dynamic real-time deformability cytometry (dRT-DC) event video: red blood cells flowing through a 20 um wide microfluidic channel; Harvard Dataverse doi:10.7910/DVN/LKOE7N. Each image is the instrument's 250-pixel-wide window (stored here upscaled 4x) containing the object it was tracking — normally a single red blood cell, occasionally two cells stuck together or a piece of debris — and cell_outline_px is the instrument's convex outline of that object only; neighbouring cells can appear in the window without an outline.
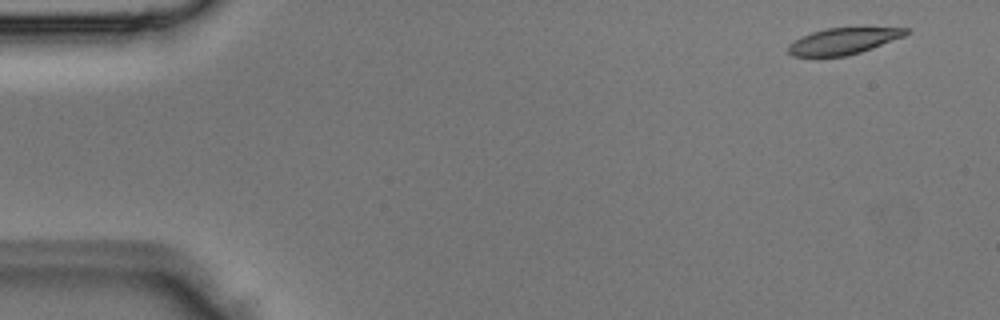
{"species": "Egyptian fruit bat (a non-hibernating species)", "species_latin": "Rousettus aegyptiacus", "temperature_condition": "room temperature", "stored_images_in_passage": 5, "segment_of_instrument_passage": [2, 2], "camera_frame_rate_fps": 3000, "um_per_image_px": 0.085, "animal": {"sex": "male"}, "frame": {"image": 1, "passage_image": 5, "time_ms": 1.333, "image_size_px": [1000, 320], "cell_outline_px": [[912, 32], [904, 36], [872, 48], [848, 56], [792, 56], [788, 52], [788, 44], [800, 36], [812, 32], [828, 28], [908, 28]], "centroid_in_image_um": [71.66, 3.49], "position_along_channel_um": 13.3, "area_um2": 17.98}}